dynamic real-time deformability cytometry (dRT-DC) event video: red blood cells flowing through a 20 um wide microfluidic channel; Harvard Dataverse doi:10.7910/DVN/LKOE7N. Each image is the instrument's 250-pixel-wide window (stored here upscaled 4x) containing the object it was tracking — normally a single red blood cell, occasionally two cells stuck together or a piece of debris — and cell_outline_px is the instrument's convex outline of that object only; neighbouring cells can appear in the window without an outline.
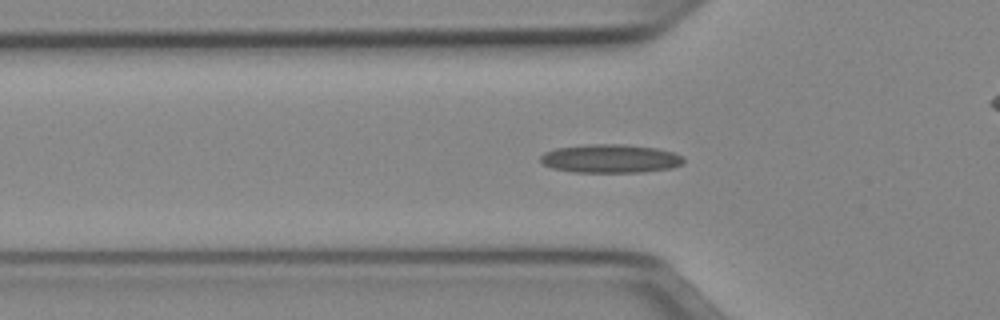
{"species": "Egyptian fruit bat (a non-hibernating species)", "species_latin": "Rousettus aegyptiacus", "temperature_condition": "cold", "stored_images_in_passage": 51, "camera_frame_rate_fps": 3000, "um_per_image_px": 0.085, "animal": {"sex": "female"}, "frame": {"image": 1, "passage_image": 16, "time_ms": 5.0, "image_size_px": [1000, 320], "cell_outline_px": [[684, 164], [672, 168], [644, 172], [572, 172], [552, 168], [544, 164], [540, 160], [540, 156], [544, 152], [556, 148], [584, 144], [624, 144], [656, 148], [672, 152], [684, 156]], "centroid_in_image_um": [51.9, 13.48], "position_along_channel_um": 73.9, "area_um2": 24.04}}
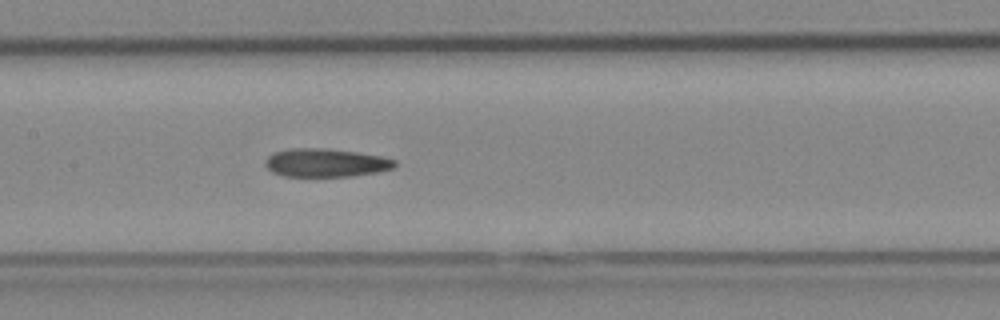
{"frame": {"image": 2, "passage_image": 24, "time_ms": 7.667, "image_size_px": [1000, 320], "cell_outline_px": [[396, 164], [392, 168], [380, 172], [352, 176], [284, 176], [272, 172], [264, 164], [264, 160], [272, 152], [288, 148], [328, 148], [384, 156], [396, 160]], "centroid_in_image_um": [27.68, 13.82], "position_along_channel_um": 179.7, "area_um2": 21.68}}
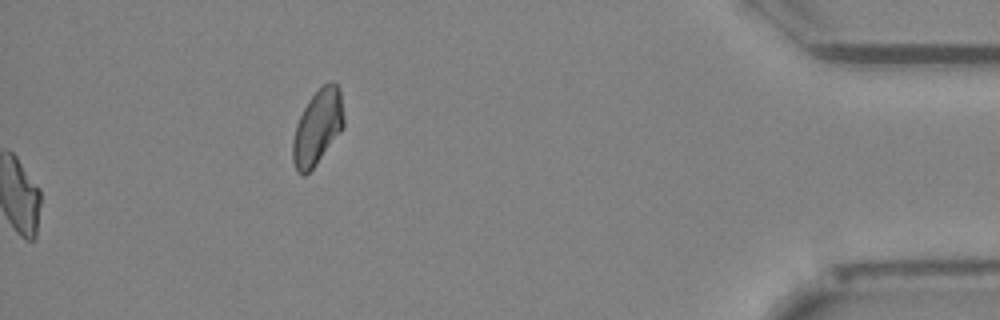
{"frame": {"image": 3, "passage_image": 51, "time_ms": 16.667, "image_size_px": [1000, 320], "cell_outline_px": [[344, 128], [316, 164], [304, 176], [296, 172], [292, 160], [292, 140], [296, 124], [308, 100], [328, 80], [336, 84], [340, 88], [344, 116]], "centroid_in_image_um": [26.99, 10.82], "position_along_channel_um": 408.2, "area_um2": 22.43}, "authors_computed_cell_mechanics": {"area_um2": 21.386, "velocity_mm_per_s": 3.9686, "shape_relaxation_time_tau1_ms": null, "shape_relaxation_time_tau2_ms": 2.1539, "deformation_change_tau1": null, "deformation_change_tau2": 0.0971}}